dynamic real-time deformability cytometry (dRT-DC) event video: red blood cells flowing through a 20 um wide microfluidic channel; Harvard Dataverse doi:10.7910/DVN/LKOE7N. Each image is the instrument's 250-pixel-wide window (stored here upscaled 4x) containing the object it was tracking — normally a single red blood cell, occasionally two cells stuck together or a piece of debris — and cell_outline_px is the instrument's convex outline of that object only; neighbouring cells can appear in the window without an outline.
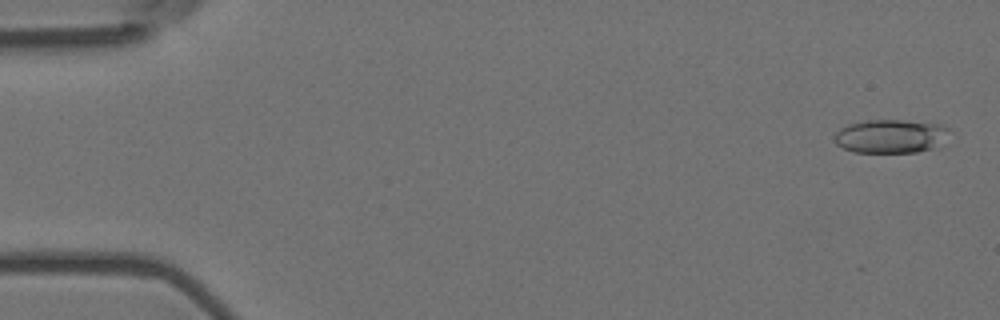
{"species": "Egyptian fruit bat (a non-hibernating species)", "species_latin": "Rousettus aegyptiacus", "temperature_condition": "room temperature", "stored_images_in_passage": 5, "camera_frame_rate_fps": 3000, "um_per_image_px": 0.085, "animal": {"sex": "female"}, "frame": {"image": 1, "passage_image": 1, "time_ms": 0.0, "image_size_px": [1000, 320], "cell_outline_px": [[952, 132], [932, 148], [916, 152], [852, 152], [836, 144], [832, 136], [840, 128], [848, 124], [868, 120], [900, 120], [944, 124]], "centroid_in_image_um": [75.68, 11.57], "position_along_channel_um": 9.3, "area_um2": 22.54}}
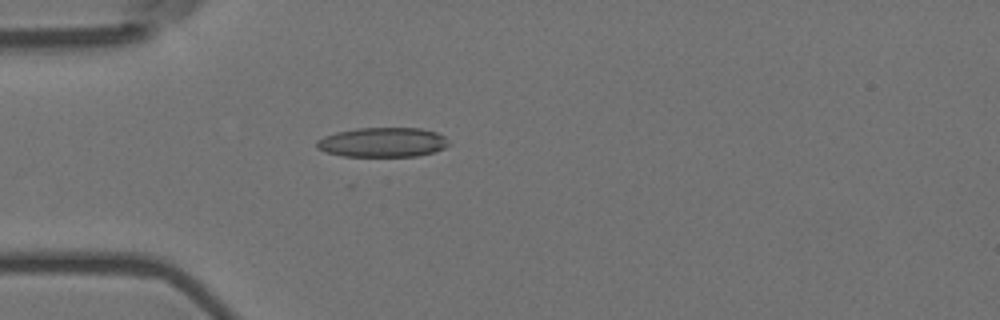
{"frame": {"image": 2, "passage_image": 5, "time_ms": 1.333, "image_size_px": [1000, 320], "cell_outline_px": [[448, 144], [444, 148], [432, 152], [416, 156], [344, 156], [324, 152], [316, 148], [316, 140], [324, 136], [336, 132], [356, 128], [420, 128], [436, 132], [444, 136], [448, 140]], "centroid_in_image_um": [32.48, 12.09], "position_along_channel_um": 52.5, "area_um2": 22.77}}